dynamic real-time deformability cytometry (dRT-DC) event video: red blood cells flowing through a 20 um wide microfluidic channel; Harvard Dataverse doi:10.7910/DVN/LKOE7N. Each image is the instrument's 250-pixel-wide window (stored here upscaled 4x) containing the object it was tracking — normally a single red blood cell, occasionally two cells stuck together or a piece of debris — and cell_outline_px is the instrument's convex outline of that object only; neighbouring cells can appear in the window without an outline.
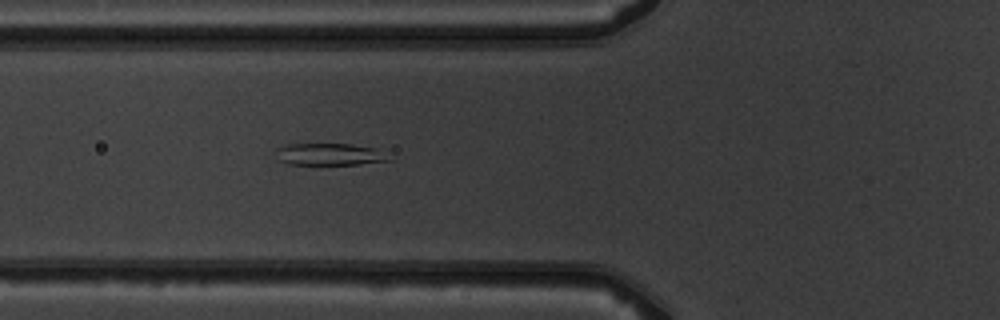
{"species": "common noctule bat (a hibernating species)", "species_latin": "Nyctalus noctula", "temperature_condition": "warm", "stored_images_in_passage": 6, "camera_frame_rate_fps": 3000, "um_per_image_px": 0.085, "animal": {"sex": "male", "body_mass_g": 19.5, "forearm_length_mm": 54.6}, "frame": {"image": 1, "passage_image": 6, "time_ms": 5.667, "image_size_px": [1000, 320], "cell_outline_px": [[392, 160], [360, 164], [288, 164], [280, 160], [276, 148], [284, 144], [352, 144], [372, 148]], "centroid_in_image_um": [27.94, 13.11], "position_along_channel_um": 97.9, "area_um2": 14.05}}